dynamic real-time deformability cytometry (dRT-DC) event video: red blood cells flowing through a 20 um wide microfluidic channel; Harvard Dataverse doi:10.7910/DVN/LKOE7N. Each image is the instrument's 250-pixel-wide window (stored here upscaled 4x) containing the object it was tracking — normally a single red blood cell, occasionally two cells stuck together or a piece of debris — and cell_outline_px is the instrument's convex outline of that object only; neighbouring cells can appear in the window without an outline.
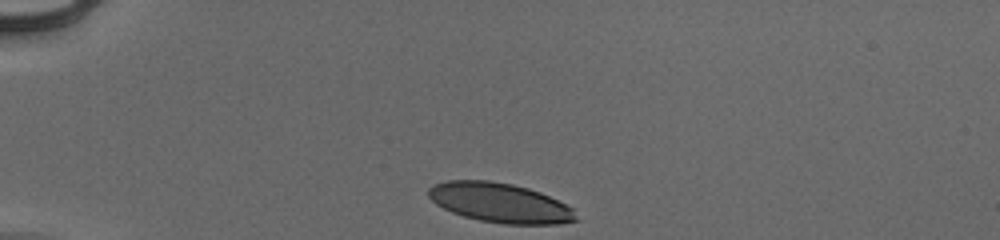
{"species": "human", "species_latin": "Homo sapiens", "temperature_condition": "cold", "stored_images_in_passage": 33, "camera_frame_rate_fps": 3000, "um_per_image_px": 0.085, "donor": {"sex": "male"}, "frame": {"image": 1, "passage_image": 1, "time_ms": 0.0, "image_size_px": [1000, 240], "cell_outline_px": [[580, 220], [556, 224], [504, 224], [480, 220], [464, 216], [452, 212], [436, 204], [428, 196], [428, 188], [432, 184], [448, 180], [488, 180], [512, 184], [528, 188], [540, 192], [572, 208]], "centroid_in_image_um": [42.48, 17.23], "position_along_channel_um": 42.5, "area_um2": 33.93}}
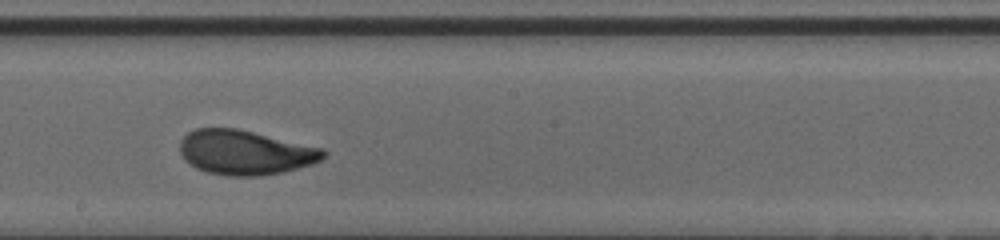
{"frame": {"image": 2, "passage_image": 19, "time_ms": 6.0, "image_size_px": [1000, 240], "cell_outline_px": [[328, 152], [320, 160], [312, 164], [280, 172], [260, 176], [228, 176], [208, 172], [196, 168], [184, 160], [180, 152], [180, 140], [188, 132], [196, 128], [236, 128], [324, 148]], "centroid_in_image_um": [20.82, 12.95], "position_along_channel_um": 227.4, "area_um2": 37.22}}
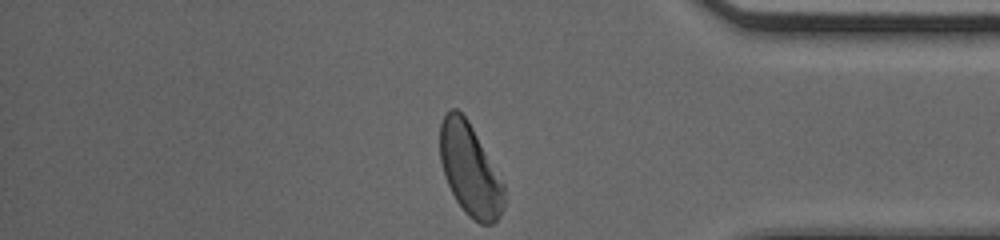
{"frame": {"image": 3, "passage_image": 33, "time_ms": 10.667, "image_size_px": [1000, 240], "cell_outline_px": [[504, 204], [500, 216], [492, 224], [480, 224], [468, 216], [464, 212], [456, 200], [444, 176], [440, 160], [440, 124], [444, 116], [452, 108], [456, 108], [468, 120], [504, 184]], "centroid_in_image_um": [39.94, 14.45], "position_along_channel_um": 395.3, "area_um2": 34.04}, "authors_computed_cell_mechanics": {"area_um2": 36.4718, "velocity_mm_per_s": 3.9306, "shape_relaxation_time_tau1_ms": 2.9617, "shape_relaxation_time_tau2_ms": 0.7736, "deformation_change_tau1": 0.1491, "deformation_change_tau2": 0.0699}}